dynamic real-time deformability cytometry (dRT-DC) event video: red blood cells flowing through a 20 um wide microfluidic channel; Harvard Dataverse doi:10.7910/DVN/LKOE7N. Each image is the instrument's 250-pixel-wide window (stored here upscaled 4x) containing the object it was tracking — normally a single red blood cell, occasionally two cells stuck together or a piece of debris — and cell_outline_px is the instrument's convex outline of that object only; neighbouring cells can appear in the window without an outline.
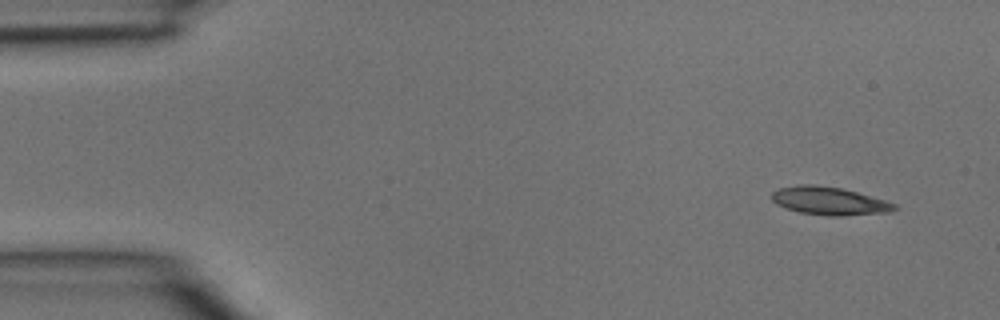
{"species": "common noctule bat (a hibernating species)", "species_latin": "Nyctalus noctula", "temperature_condition": "room temperature", "stored_images_in_passage": 3, "camera_frame_rate_fps": 3000, "um_per_image_px": 0.085, "animal": {"sex": "male", "body_mass_g": 15.6}, "frame": {"image": 1, "passage_image": 1, "time_ms": 0.0, "image_size_px": [1000, 320], "cell_outline_px": [[900, 208], [892, 212], [844, 216], [828, 216], [800, 212], [776, 204], [772, 200], [772, 192], [780, 188], [800, 184], [816, 184], [840, 188], [856, 192], [884, 200], [896, 204]], "centroid_in_image_um": [70.53, 17.09], "position_along_channel_um": 14.5, "area_um2": 20.06}}
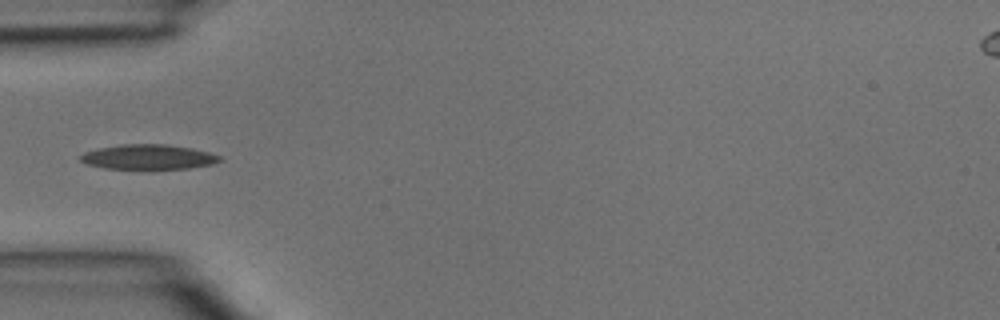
{"frame": {"image": 2, "passage_image": 3, "time_ms": 0.667, "image_size_px": [1000, 320], "cell_outline_px": [[224, 160], [212, 164], [188, 168], [152, 172], [104, 168], [88, 164], [80, 160], [80, 156], [84, 152], [100, 148], [120, 144], [164, 144], [192, 148], [208, 152], [220, 156]], "centroid_in_image_um": [12.62, 13.39], "position_along_channel_um": 72.4, "area_um2": 21.1}}